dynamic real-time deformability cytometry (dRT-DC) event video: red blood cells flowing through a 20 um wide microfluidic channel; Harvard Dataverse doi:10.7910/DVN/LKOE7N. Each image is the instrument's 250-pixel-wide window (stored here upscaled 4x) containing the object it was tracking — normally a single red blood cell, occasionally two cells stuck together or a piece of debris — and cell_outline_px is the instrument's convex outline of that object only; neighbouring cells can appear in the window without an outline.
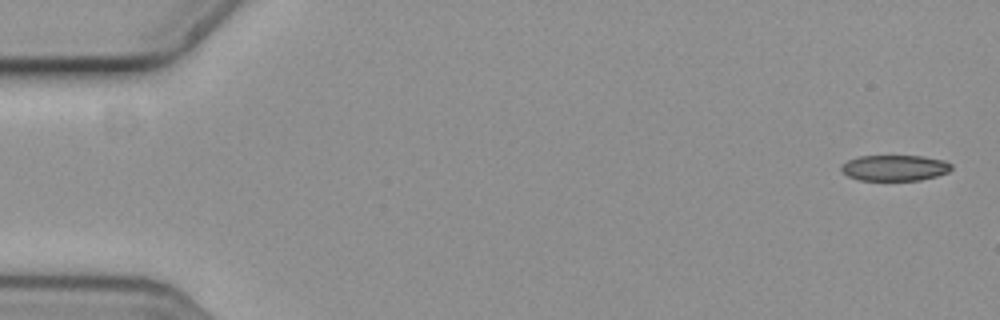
{"species": "common noctule bat (a hibernating species)", "species_latin": "Nyctalus noctula", "temperature_condition": "cold", "stored_images_in_passage": 3, "camera_frame_rate_fps": 3000, "um_per_image_px": 0.085, "animal": {"sex": "female", "body_mass_g": 19.3, "forearm_length_mm": 54.1}, "frame": {"image": 1, "passage_image": 1, "time_ms": 0.0, "image_size_px": [1000, 320], "cell_outline_px": [[952, 168], [948, 172], [936, 176], [920, 180], [860, 180], [848, 176], [840, 168], [840, 164], [848, 160], [860, 156], [924, 156], [944, 160], [952, 164]], "centroid_in_image_um": [76.06, 14.26], "position_along_channel_um": 8.9, "area_um2": 16.59}}